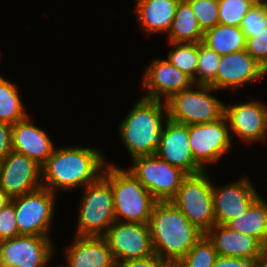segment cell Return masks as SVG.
Listing matches in <instances>:
<instances>
[{"instance_id":"cell-1","label":"cell","mask_w":267,"mask_h":267,"mask_svg":"<svg viewBox=\"0 0 267 267\" xmlns=\"http://www.w3.org/2000/svg\"><path fill=\"white\" fill-rule=\"evenodd\" d=\"M105 159L95 148L67 147L56 149L41 169L42 187L68 190L98 180L105 169Z\"/></svg>"},{"instance_id":"cell-2","label":"cell","mask_w":267,"mask_h":267,"mask_svg":"<svg viewBox=\"0 0 267 267\" xmlns=\"http://www.w3.org/2000/svg\"><path fill=\"white\" fill-rule=\"evenodd\" d=\"M148 226L162 259H182L204 234L171 201L156 202Z\"/></svg>"},{"instance_id":"cell-3","label":"cell","mask_w":267,"mask_h":267,"mask_svg":"<svg viewBox=\"0 0 267 267\" xmlns=\"http://www.w3.org/2000/svg\"><path fill=\"white\" fill-rule=\"evenodd\" d=\"M160 100L141 97L125 119L119 124V134L132 159L154 155L161 144L163 132L162 109L167 106Z\"/></svg>"},{"instance_id":"cell-4","label":"cell","mask_w":267,"mask_h":267,"mask_svg":"<svg viewBox=\"0 0 267 267\" xmlns=\"http://www.w3.org/2000/svg\"><path fill=\"white\" fill-rule=\"evenodd\" d=\"M113 165L105 167L103 176L113 191L115 220L148 224L157 201L129 171Z\"/></svg>"},{"instance_id":"cell-5","label":"cell","mask_w":267,"mask_h":267,"mask_svg":"<svg viewBox=\"0 0 267 267\" xmlns=\"http://www.w3.org/2000/svg\"><path fill=\"white\" fill-rule=\"evenodd\" d=\"M173 94L167 101V118L173 122L192 125L212 122L225 114V104L211 95L216 89L198 84Z\"/></svg>"},{"instance_id":"cell-6","label":"cell","mask_w":267,"mask_h":267,"mask_svg":"<svg viewBox=\"0 0 267 267\" xmlns=\"http://www.w3.org/2000/svg\"><path fill=\"white\" fill-rule=\"evenodd\" d=\"M84 192L76 235L104 236L115 221L114 197L110 182L102 175L87 185Z\"/></svg>"},{"instance_id":"cell-7","label":"cell","mask_w":267,"mask_h":267,"mask_svg":"<svg viewBox=\"0 0 267 267\" xmlns=\"http://www.w3.org/2000/svg\"><path fill=\"white\" fill-rule=\"evenodd\" d=\"M206 170L187 175L171 202L204 234L215 225L212 187Z\"/></svg>"},{"instance_id":"cell-8","label":"cell","mask_w":267,"mask_h":267,"mask_svg":"<svg viewBox=\"0 0 267 267\" xmlns=\"http://www.w3.org/2000/svg\"><path fill=\"white\" fill-rule=\"evenodd\" d=\"M128 171L150 192L157 202L171 201L187 176L156 154L133 158Z\"/></svg>"},{"instance_id":"cell-9","label":"cell","mask_w":267,"mask_h":267,"mask_svg":"<svg viewBox=\"0 0 267 267\" xmlns=\"http://www.w3.org/2000/svg\"><path fill=\"white\" fill-rule=\"evenodd\" d=\"M55 199V192L44 187L13 198L19 235L49 237Z\"/></svg>"},{"instance_id":"cell-10","label":"cell","mask_w":267,"mask_h":267,"mask_svg":"<svg viewBox=\"0 0 267 267\" xmlns=\"http://www.w3.org/2000/svg\"><path fill=\"white\" fill-rule=\"evenodd\" d=\"M116 262L154 255L148 224L114 221L104 235Z\"/></svg>"},{"instance_id":"cell-11","label":"cell","mask_w":267,"mask_h":267,"mask_svg":"<svg viewBox=\"0 0 267 267\" xmlns=\"http://www.w3.org/2000/svg\"><path fill=\"white\" fill-rule=\"evenodd\" d=\"M225 114L212 122L188 125L189 145L195 162L205 171L206 163H215L231 146Z\"/></svg>"},{"instance_id":"cell-12","label":"cell","mask_w":267,"mask_h":267,"mask_svg":"<svg viewBox=\"0 0 267 267\" xmlns=\"http://www.w3.org/2000/svg\"><path fill=\"white\" fill-rule=\"evenodd\" d=\"M47 236L19 235L0 242V267H47L53 253Z\"/></svg>"},{"instance_id":"cell-13","label":"cell","mask_w":267,"mask_h":267,"mask_svg":"<svg viewBox=\"0 0 267 267\" xmlns=\"http://www.w3.org/2000/svg\"><path fill=\"white\" fill-rule=\"evenodd\" d=\"M41 169L34 160L11 151L0 164V188L12 199L40 187Z\"/></svg>"},{"instance_id":"cell-14","label":"cell","mask_w":267,"mask_h":267,"mask_svg":"<svg viewBox=\"0 0 267 267\" xmlns=\"http://www.w3.org/2000/svg\"><path fill=\"white\" fill-rule=\"evenodd\" d=\"M165 127L161 136V144L156 155L172 166L180 168L187 175H194L204 170L195 162L189 145L188 125L173 122L165 113Z\"/></svg>"},{"instance_id":"cell-15","label":"cell","mask_w":267,"mask_h":267,"mask_svg":"<svg viewBox=\"0 0 267 267\" xmlns=\"http://www.w3.org/2000/svg\"><path fill=\"white\" fill-rule=\"evenodd\" d=\"M259 197L247 179L220 188L212 187L215 224L225 225L228 221L243 215Z\"/></svg>"},{"instance_id":"cell-16","label":"cell","mask_w":267,"mask_h":267,"mask_svg":"<svg viewBox=\"0 0 267 267\" xmlns=\"http://www.w3.org/2000/svg\"><path fill=\"white\" fill-rule=\"evenodd\" d=\"M146 69L143 79L145 96L151 100L167 101L173 94L190 88L193 80L166 59H155Z\"/></svg>"},{"instance_id":"cell-17","label":"cell","mask_w":267,"mask_h":267,"mask_svg":"<svg viewBox=\"0 0 267 267\" xmlns=\"http://www.w3.org/2000/svg\"><path fill=\"white\" fill-rule=\"evenodd\" d=\"M205 235L218 256L249 259L255 264L263 261L264 245L253 236L238 233L223 224L213 225Z\"/></svg>"},{"instance_id":"cell-18","label":"cell","mask_w":267,"mask_h":267,"mask_svg":"<svg viewBox=\"0 0 267 267\" xmlns=\"http://www.w3.org/2000/svg\"><path fill=\"white\" fill-rule=\"evenodd\" d=\"M225 116L238 137L247 143L261 141L267 134V106L248 101L233 106H225Z\"/></svg>"},{"instance_id":"cell-19","label":"cell","mask_w":267,"mask_h":267,"mask_svg":"<svg viewBox=\"0 0 267 267\" xmlns=\"http://www.w3.org/2000/svg\"><path fill=\"white\" fill-rule=\"evenodd\" d=\"M267 70L246 50L221 56L216 74V90L239 88L249 81L264 78Z\"/></svg>"},{"instance_id":"cell-20","label":"cell","mask_w":267,"mask_h":267,"mask_svg":"<svg viewBox=\"0 0 267 267\" xmlns=\"http://www.w3.org/2000/svg\"><path fill=\"white\" fill-rule=\"evenodd\" d=\"M30 116L12 125V151L25 155L41 167L54 150V145L44 130L30 121Z\"/></svg>"},{"instance_id":"cell-21","label":"cell","mask_w":267,"mask_h":267,"mask_svg":"<svg viewBox=\"0 0 267 267\" xmlns=\"http://www.w3.org/2000/svg\"><path fill=\"white\" fill-rule=\"evenodd\" d=\"M68 246L67 267H116V261L104 236H77Z\"/></svg>"},{"instance_id":"cell-22","label":"cell","mask_w":267,"mask_h":267,"mask_svg":"<svg viewBox=\"0 0 267 267\" xmlns=\"http://www.w3.org/2000/svg\"><path fill=\"white\" fill-rule=\"evenodd\" d=\"M180 0H136L141 27L150 33L169 32Z\"/></svg>"},{"instance_id":"cell-23","label":"cell","mask_w":267,"mask_h":267,"mask_svg":"<svg viewBox=\"0 0 267 267\" xmlns=\"http://www.w3.org/2000/svg\"><path fill=\"white\" fill-rule=\"evenodd\" d=\"M202 43L220 56L246 49V37L242 29L224 24L206 30Z\"/></svg>"},{"instance_id":"cell-24","label":"cell","mask_w":267,"mask_h":267,"mask_svg":"<svg viewBox=\"0 0 267 267\" xmlns=\"http://www.w3.org/2000/svg\"><path fill=\"white\" fill-rule=\"evenodd\" d=\"M238 233L257 238L263 245L267 242V202L261 196L249 210L225 224Z\"/></svg>"},{"instance_id":"cell-25","label":"cell","mask_w":267,"mask_h":267,"mask_svg":"<svg viewBox=\"0 0 267 267\" xmlns=\"http://www.w3.org/2000/svg\"><path fill=\"white\" fill-rule=\"evenodd\" d=\"M168 34L169 43L202 42L204 32L200 28L197 18L186 0L179 1Z\"/></svg>"},{"instance_id":"cell-26","label":"cell","mask_w":267,"mask_h":267,"mask_svg":"<svg viewBox=\"0 0 267 267\" xmlns=\"http://www.w3.org/2000/svg\"><path fill=\"white\" fill-rule=\"evenodd\" d=\"M18 87L0 76V121L11 126L28 116L23 110Z\"/></svg>"},{"instance_id":"cell-27","label":"cell","mask_w":267,"mask_h":267,"mask_svg":"<svg viewBox=\"0 0 267 267\" xmlns=\"http://www.w3.org/2000/svg\"><path fill=\"white\" fill-rule=\"evenodd\" d=\"M220 59L221 56L214 50L198 42L197 73L193 83L209 85L216 89V74Z\"/></svg>"},{"instance_id":"cell-28","label":"cell","mask_w":267,"mask_h":267,"mask_svg":"<svg viewBox=\"0 0 267 267\" xmlns=\"http://www.w3.org/2000/svg\"><path fill=\"white\" fill-rule=\"evenodd\" d=\"M175 49L168 52V61L189 76L195 79L197 73L198 42L197 43H170Z\"/></svg>"},{"instance_id":"cell-29","label":"cell","mask_w":267,"mask_h":267,"mask_svg":"<svg viewBox=\"0 0 267 267\" xmlns=\"http://www.w3.org/2000/svg\"><path fill=\"white\" fill-rule=\"evenodd\" d=\"M217 256L214 245L203 234L181 260L185 267H213Z\"/></svg>"},{"instance_id":"cell-30","label":"cell","mask_w":267,"mask_h":267,"mask_svg":"<svg viewBox=\"0 0 267 267\" xmlns=\"http://www.w3.org/2000/svg\"><path fill=\"white\" fill-rule=\"evenodd\" d=\"M258 0H218L219 24L240 27L247 12Z\"/></svg>"},{"instance_id":"cell-31","label":"cell","mask_w":267,"mask_h":267,"mask_svg":"<svg viewBox=\"0 0 267 267\" xmlns=\"http://www.w3.org/2000/svg\"><path fill=\"white\" fill-rule=\"evenodd\" d=\"M267 27V0H258L241 21L240 28L246 38L255 36Z\"/></svg>"},{"instance_id":"cell-32","label":"cell","mask_w":267,"mask_h":267,"mask_svg":"<svg viewBox=\"0 0 267 267\" xmlns=\"http://www.w3.org/2000/svg\"><path fill=\"white\" fill-rule=\"evenodd\" d=\"M203 32L219 24L218 0H186Z\"/></svg>"},{"instance_id":"cell-33","label":"cell","mask_w":267,"mask_h":267,"mask_svg":"<svg viewBox=\"0 0 267 267\" xmlns=\"http://www.w3.org/2000/svg\"><path fill=\"white\" fill-rule=\"evenodd\" d=\"M245 50L267 70V27L246 38Z\"/></svg>"},{"instance_id":"cell-34","label":"cell","mask_w":267,"mask_h":267,"mask_svg":"<svg viewBox=\"0 0 267 267\" xmlns=\"http://www.w3.org/2000/svg\"><path fill=\"white\" fill-rule=\"evenodd\" d=\"M19 236L15 217L14 202L11 201L0 210V242Z\"/></svg>"},{"instance_id":"cell-35","label":"cell","mask_w":267,"mask_h":267,"mask_svg":"<svg viewBox=\"0 0 267 267\" xmlns=\"http://www.w3.org/2000/svg\"><path fill=\"white\" fill-rule=\"evenodd\" d=\"M12 151V126L0 121V159Z\"/></svg>"},{"instance_id":"cell-36","label":"cell","mask_w":267,"mask_h":267,"mask_svg":"<svg viewBox=\"0 0 267 267\" xmlns=\"http://www.w3.org/2000/svg\"><path fill=\"white\" fill-rule=\"evenodd\" d=\"M116 267H160V257L154 254L146 258L116 262Z\"/></svg>"},{"instance_id":"cell-37","label":"cell","mask_w":267,"mask_h":267,"mask_svg":"<svg viewBox=\"0 0 267 267\" xmlns=\"http://www.w3.org/2000/svg\"><path fill=\"white\" fill-rule=\"evenodd\" d=\"M255 263L249 259L217 256L213 267H253Z\"/></svg>"},{"instance_id":"cell-38","label":"cell","mask_w":267,"mask_h":267,"mask_svg":"<svg viewBox=\"0 0 267 267\" xmlns=\"http://www.w3.org/2000/svg\"><path fill=\"white\" fill-rule=\"evenodd\" d=\"M160 267H185L181 259H162L160 258Z\"/></svg>"},{"instance_id":"cell-39","label":"cell","mask_w":267,"mask_h":267,"mask_svg":"<svg viewBox=\"0 0 267 267\" xmlns=\"http://www.w3.org/2000/svg\"><path fill=\"white\" fill-rule=\"evenodd\" d=\"M11 201L12 198L0 188V210L4 208Z\"/></svg>"},{"instance_id":"cell-40","label":"cell","mask_w":267,"mask_h":267,"mask_svg":"<svg viewBox=\"0 0 267 267\" xmlns=\"http://www.w3.org/2000/svg\"><path fill=\"white\" fill-rule=\"evenodd\" d=\"M262 264L267 267V252H263V261Z\"/></svg>"},{"instance_id":"cell-41","label":"cell","mask_w":267,"mask_h":267,"mask_svg":"<svg viewBox=\"0 0 267 267\" xmlns=\"http://www.w3.org/2000/svg\"><path fill=\"white\" fill-rule=\"evenodd\" d=\"M253 267H265L262 263L260 264H255Z\"/></svg>"},{"instance_id":"cell-42","label":"cell","mask_w":267,"mask_h":267,"mask_svg":"<svg viewBox=\"0 0 267 267\" xmlns=\"http://www.w3.org/2000/svg\"><path fill=\"white\" fill-rule=\"evenodd\" d=\"M263 252H267V242L264 245V251Z\"/></svg>"}]
</instances>
